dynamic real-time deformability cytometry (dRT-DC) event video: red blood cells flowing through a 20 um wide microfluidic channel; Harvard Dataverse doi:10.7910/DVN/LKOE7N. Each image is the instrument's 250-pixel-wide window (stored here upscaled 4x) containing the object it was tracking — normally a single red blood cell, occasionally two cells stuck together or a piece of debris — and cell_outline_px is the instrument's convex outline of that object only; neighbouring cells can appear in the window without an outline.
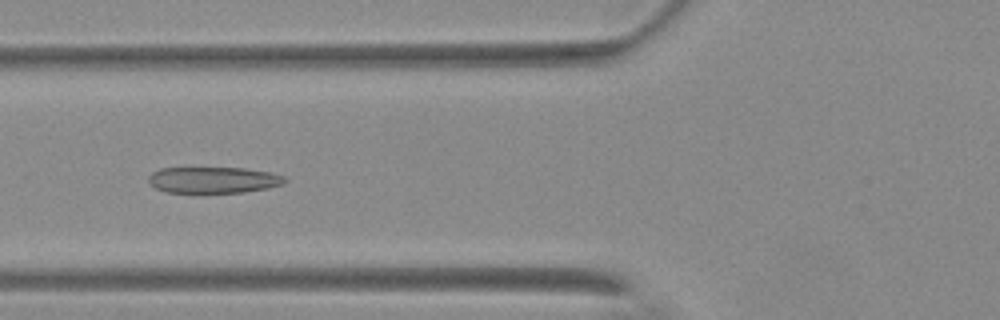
{"species": "Egyptian fruit bat (a non-hibernating species)", "species_latin": "Rousettus aegyptiacus", "temperature_condition": "warm", "stored_images_in_passage": 10, "camera_frame_rate_fps": 3000, "um_per_image_px": 0.085, "animal": {"sex": "female"}, "frame": {"image": 1, "passage_image": 6, "time_ms": 7.0, "image_size_px": [1000, 320], "cell_outline_px": [[288, 180], [284, 184], [268, 188], [244, 192], [168, 192], [156, 188], [148, 184], [148, 176], [152, 172], [160, 168], [244, 168], [272, 172], [284, 176]], "centroid_in_image_um": [18.16, 15.29], "position_along_channel_um": 107.6, "area_um2": 20.92}}
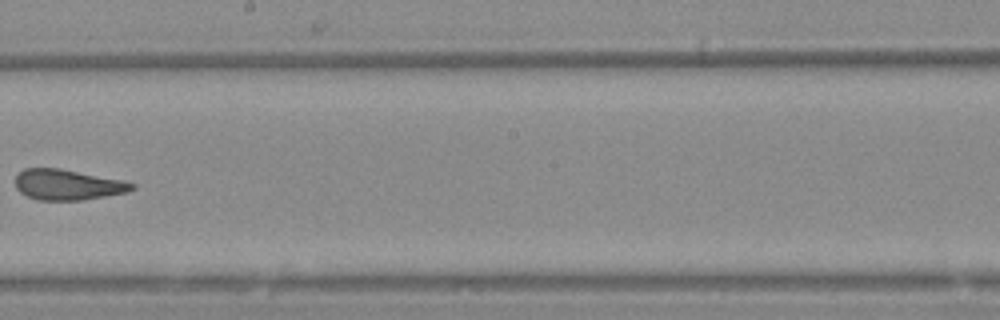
{"frame": {"image": 2, "passage_image": 9, "time_ms": 10.667, "image_size_px": [1000, 320], "cell_outline_px": [[136, 188], [128, 192], [84, 200], [36, 200], [20, 192], [16, 188], [16, 176], [24, 168], [60, 168], [120, 180], [136, 184]], "centroid_in_image_um": [5.75, 15.71], "position_along_channel_um": 242.5, "area_um2": 20.69}}
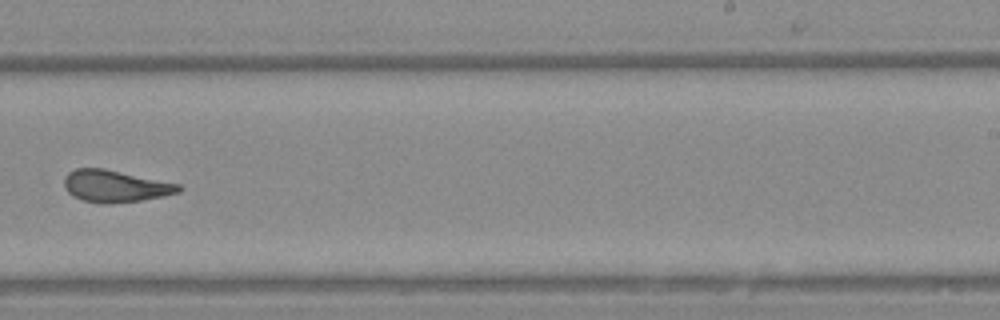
{"frame": {"image": 3, "passage_image": 10, "time_ms": 11.667, "image_size_px": [1000, 320], "cell_outline_px": [[184, 188], [180, 192], [164, 196], [140, 200], [108, 204], [100, 204], [84, 200], [72, 196], [64, 188], [64, 176], [68, 172], [76, 168], [104, 168], [180, 184]], "centroid_in_image_um": [9.79, 15.82], "position_along_channel_um": 279.2, "area_um2": 21.5}}